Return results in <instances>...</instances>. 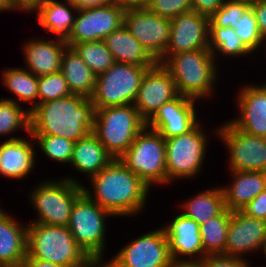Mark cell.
Masks as SVG:
<instances>
[{
	"mask_svg": "<svg viewBox=\"0 0 266 267\" xmlns=\"http://www.w3.org/2000/svg\"><path fill=\"white\" fill-rule=\"evenodd\" d=\"M113 159L91 132L88 136L75 142L70 164L78 172L88 175L89 179L98 174Z\"/></svg>",
	"mask_w": 266,
	"mask_h": 267,
	"instance_id": "obj_26",
	"label": "cell"
},
{
	"mask_svg": "<svg viewBox=\"0 0 266 267\" xmlns=\"http://www.w3.org/2000/svg\"><path fill=\"white\" fill-rule=\"evenodd\" d=\"M44 0H9L11 7L14 10H21L23 12H34V10L43 2Z\"/></svg>",
	"mask_w": 266,
	"mask_h": 267,
	"instance_id": "obj_45",
	"label": "cell"
},
{
	"mask_svg": "<svg viewBox=\"0 0 266 267\" xmlns=\"http://www.w3.org/2000/svg\"><path fill=\"white\" fill-rule=\"evenodd\" d=\"M93 192L82 184L83 192L114 216H134L144 210L150 187L119 159H113L90 177Z\"/></svg>",
	"mask_w": 266,
	"mask_h": 267,
	"instance_id": "obj_1",
	"label": "cell"
},
{
	"mask_svg": "<svg viewBox=\"0 0 266 267\" xmlns=\"http://www.w3.org/2000/svg\"><path fill=\"white\" fill-rule=\"evenodd\" d=\"M145 7L155 15L172 19L191 11L192 3L191 0H151Z\"/></svg>",
	"mask_w": 266,
	"mask_h": 267,
	"instance_id": "obj_39",
	"label": "cell"
},
{
	"mask_svg": "<svg viewBox=\"0 0 266 267\" xmlns=\"http://www.w3.org/2000/svg\"><path fill=\"white\" fill-rule=\"evenodd\" d=\"M78 11L103 7L115 0H68Z\"/></svg>",
	"mask_w": 266,
	"mask_h": 267,
	"instance_id": "obj_44",
	"label": "cell"
},
{
	"mask_svg": "<svg viewBox=\"0 0 266 267\" xmlns=\"http://www.w3.org/2000/svg\"><path fill=\"white\" fill-rule=\"evenodd\" d=\"M172 267H203L200 261L173 262Z\"/></svg>",
	"mask_w": 266,
	"mask_h": 267,
	"instance_id": "obj_47",
	"label": "cell"
},
{
	"mask_svg": "<svg viewBox=\"0 0 266 267\" xmlns=\"http://www.w3.org/2000/svg\"><path fill=\"white\" fill-rule=\"evenodd\" d=\"M172 264L168 239L160 227L138 236L100 267H172Z\"/></svg>",
	"mask_w": 266,
	"mask_h": 267,
	"instance_id": "obj_11",
	"label": "cell"
},
{
	"mask_svg": "<svg viewBox=\"0 0 266 267\" xmlns=\"http://www.w3.org/2000/svg\"><path fill=\"white\" fill-rule=\"evenodd\" d=\"M20 104L0 98V136L11 135L20 128L30 133V111Z\"/></svg>",
	"mask_w": 266,
	"mask_h": 267,
	"instance_id": "obj_34",
	"label": "cell"
},
{
	"mask_svg": "<svg viewBox=\"0 0 266 267\" xmlns=\"http://www.w3.org/2000/svg\"><path fill=\"white\" fill-rule=\"evenodd\" d=\"M115 62L138 66H154L157 61L123 25L104 39Z\"/></svg>",
	"mask_w": 266,
	"mask_h": 267,
	"instance_id": "obj_27",
	"label": "cell"
},
{
	"mask_svg": "<svg viewBox=\"0 0 266 267\" xmlns=\"http://www.w3.org/2000/svg\"><path fill=\"white\" fill-rule=\"evenodd\" d=\"M260 251H263L262 253H264V255L266 257V240L264 241L263 245L261 246Z\"/></svg>",
	"mask_w": 266,
	"mask_h": 267,
	"instance_id": "obj_51",
	"label": "cell"
},
{
	"mask_svg": "<svg viewBox=\"0 0 266 267\" xmlns=\"http://www.w3.org/2000/svg\"><path fill=\"white\" fill-rule=\"evenodd\" d=\"M44 0L36 11L38 24L47 32L57 36L56 39L66 42L71 34L77 9L68 1ZM74 11V13H73Z\"/></svg>",
	"mask_w": 266,
	"mask_h": 267,
	"instance_id": "obj_25",
	"label": "cell"
},
{
	"mask_svg": "<svg viewBox=\"0 0 266 267\" xmlns=\"http://www.w3.org/2000/svg\"><path fill=\"white\" fill-rule=\"evenodd\" d=\"M178 95L171 74L157 62L144 73L133 105L147 122L163 104Z\"/></svg>",
	"mask_w": 266,
	"mask_h": 267,
	"instance_id": "obj_16",
	"label": "cell"
},
{
	"mask_svg": "<svg viewBox=\"0 0 266 267\" xmlns=\"http://www.w3.org/2000/svg\"><path fill=\"white\" fill-rule=\"evenodd\" d=\"M124 25L156 61L163 56L169 43L170 18L155 15L145 6L127 5Z\"/></svg>",
	"mask_w": 266,
	"mask_h": 267,
	"instance_id": "obj_14",
	"label": "cell"
},
{
	"mask_svg": "<svg viewBox=\"0 0 266 267\" xmlns=\"http://www.w3.org/2000/svg\"><path fill=\"white\" fill-rule=\"evenodd\" d=\"M1 76L4 87L16 97V99H5L12 100L15 103H19L18 101L31 102L33 105L31 104V107L28 108L29 111L38 104V76H35L24 67L5 69Z\"/></svg>",
	"mask_w": 266,
	"mask_h": 267,
	"instance_id": "obj_30",
	"label": "cell"
},
{
	"mask_svg": "<svg viewBox=\"0 0 266 267\" xmlns=\"http://www.w3.org/2000/svg\"><path fill=\"white\" fill-rule=\"evenodd\" d=\"M192 10L211 17L224 3V0H191Z\"/></svg>",
	"mask_w": 266,
	"mask_h": 267,
	"instance_id": "obj_42",
	"label": "cell"
},
{
	"mask_svg": "<svg viewBox=\"0 0 266 267\" xmlns=\"http://www.w3.org/2000/svg\"><path fill=\"white\" fill-rule=\"evenodd\" d=\"M242 211L248 216L266 221V189L250 201Z\"/></svg>",
	"mask_w": 266,
	"mask_h": 267,
	"instance_id": "obj_41",
	"label": "cell"
},
{
	"mask_svg": "<svg viewBox=\"0 0 266 267\" xmlns=\"http://www.w3.org/2000/svg\"><path fill=\"white\" fill-rule=\"evenodd\" d=\"M232 183L224 186L225 208L242 210L260 192L266 189V172L232 171Z\"/></svg>",
	"mask_w": 266,
	"mask_h": 267,
	"instance_id": "obj_24",
	"label": "cell"
},
{
	"mask_svg": "<svg viewBox=\"0 0 266 267\" xmlns=\"http://www.w3.org/2000/svg\"><path fill=\"white\" fill-rule=\"evenodd\" d=\"M251 7L257 20L259 31L264 40H266V0H256Z\"/></svg>",
	"mask_w": 266,
	"mask_h": 267,
	"instance_id": "obj_43",
	"label": "cell"
},
{
	"mask_svg": "<svg viewBox=\"0 0 266 267\" xmlns=\"http://www.w3.org/2000/svg\"><path fill=\"white\" fill-rule=\"evenodd\" d=\"M61 178L43 180L30 192L29 201L38 215L32 222L68 226L73 205L83 193V188L77 178L69 175Z\"/></svg>",
	"mask_w": 266,
	"mask_h": 267,
	"instance_id": "obj_7",
	"label": "cell"
},
{
	"mask_svg": "<svg viewBox=\"0 0 266 267\" xmlns=\"http://www.w3.org/2000/svg\"><path fill=\"white\" fill-rule=\"evenodd\" d=\"M209 49L213 57L217 59V53L230 58H238L253 53L236 34V31L229 27H209Z\"/></svg>",
	"mask_w": 266,
	"mask_h": 267,
	"instance_id": "obj_32",
	"label": "cell"
},
{
	"mask_svg": "<svg viewBox=\"0 0 266 267\" xmlns=\"http://www.w3.org/2000/svg\"><path fill=\"white\" fill-rule=\"evenodd\" d=\"M247 258L223 254L205 255L200 262L203 267H251Z\"/></svg>",
	"mask_w": 266,
	"mask_h": 267,
	"instance_id": "obj_40",
	"label": "cell"
},
{
	"mask_svg": "<svg viewBox=\"0 0 266 267\" xmlns=\"http://www.w3.org/2000/svg\"><path fill=\"white\" fill-rule=\"evenodd\" d=\"M68 44L58 39H30L23 45L26 68L35 76L57 73L61 70L62 55Z\"/></svg>",
	"mask_w": 266,
	"mask_h": 267,
	"instance_id": "obj_22",
	"label": "cell"
},
{
	"mask_svg": "<svg viewBox=\"0 0 266 267\" xmlns=\"http://www.w3.org/2000/svg\"><path fill=\"white\" fill-rule=\"evenodd\" d=\"M231 213L225 208L219 215L200 225L205 255H224Z\"/></svg>",
	"mask_w": 266,
	"mask_h": 267,
	"instance_id": "obj_31",
	"label": "cell"
},
{
	"mask_svg": "<svg viewBox=\"0 0 266 267\" xmlns=\"http://www.w3.org/2000/svg\"><path fill=\"white\" fill-rule=\"evenodd\" d=\"M40 151L53 161L70 164L75 142L53 135H32Z\"/></svg>",
	"mask_w": 266,
	"mask_h": 267,
	"instance_id": "obj_35",
	"label": "cell"
},
{
	"mask_svg": "<svg viewBox=\"0 0 266 267\" xmlns=\"http://www.w3.org/2000/svg\"><path fill=\"white\" fill-rule=\"evenodd\" d=\"M195 102L197 100L179 94L163 104L146 122V127L157 131L164 139L187 133L199 122Z\"/></svg>",
	"mask_w": 266,
	"mask_h": 267,
	"instance_id": "obj_17",
	"label": "cell"
},
{
	"mask_svg": "<svg viewBox=\"0 0 266 267\" xmlns=\"http://www.w3.org/2000/svg\"><path fill=\"white\" fill-rule=\"evenodd\" d=\"M151 0H128V5L145 6Z\"/></svg>",
	"mask_w": 266,
	"mask_h": 267,
	"instance_id": "obj_49",
	"label": "cell"
},
{
	"mask_svg": "<svg viewBox=\"0 0 266 267\" xmlns=\"http://www.w3.org/2000/svg\"><path fill=\"white\" fill-rule=\"evenodd\" d=\"M108 216L113 215L83 192L73 205L67 226L78 246L98 267L105 262Z\"/></svg>",
	"mask_w": 266,
	"mask_h": 267,
	"instance_id": "obj_6",
	"label": "cell"
},
{
	"mask_svg": "<svg viewBox=\"0 0 266 267\" xmlns=\"http://www.w3.org/2000/svg\"><path fill=\"white\" fill-rule=\"evenodd\" d=\"M182 206L183 215L195 220L199 225L219 215L225 209L222 187L201 191L189 198Z\"/></svg>",
	"mask_w": 266,
	"mask_h": 267,
	"instance_id": "obj_29",
	"label": "cell"
},
{
	"mask_svg": "<svg viewBox=\"0 0 266 267\" xmlns=\"http://www.w3.org/2000/svg\"><path fill=\"white\" fill-rule=\"evenodd\" d=\"M21 267H76V266L59 265V264H54L52 262L38 260L33 257H25Z\"/></svg>",
	"mask_w": 266,
	"mask_h": 267,
	"instance_id": "obj_46",
	"label": "cell"
},
{
	"mask_svg": "<svg viewBox=\"0 0 266 267\" xmlns=\"http://www.w3.org/2000/svg\"><path fill=\"white\" fill-rule=\"evenodd\" d=\"M26 257L76 267H98L78 246L67 226L27 223Z\"/></svg>",
	"mask_w": 266,
	"mask_h": 267,
	"instance_id": "obj_3",
	"label": "cell"
},
{
	"mask_svg": "<svg viewBox=\"0 0 266 267\" xmlns=\"http://www.w3.org/2000/svg\"><path fill=\"white\" fill-rule=\"evenodd\" d=\"M72 94L90 98L96 85V74L85 64L72 48L67 47L62 55L61 70Z\"/></svg>",
	"mask_w": 266,
	"mask_h": 267,
	"instance_id": "obj_28",
	"label": "cell"
},
{
	"mask_svg": "<svg viewBox=\"0 0 266 267\" xmlns=\"http://www.w3.org/2000/svg\"><path fill=\"white\" fill-rule=\"evenodd\" d=\"M200 49H209V17L191 10L171 19L169 43L157 62L162 64L171 54Z\"/></svg>",
	"mask_w": 266,
	"mask_h": 267,
	"instance_id": "obj_15",
	"label": "cell"
},
{
	"mask_svg": "<svg viewBox=\"0 0 266 267\" xmlns=\"http://www.w3.org/2000/svg\"><path fill=\"white\" fill-rule=\"evenodd\" d=\"M127 2L115 0L113 3L94 9L79 10L69 39V47L81 42L104 40L111 32L124 25Z\"/></svg>",
	"mask_w": 266,
	"mask_h": 267,
	"instance_id": "obj_12",
	"label": "cell"
},
{
	"mask_svg": "<svg viewBox=\"0 0 266 267\" xmlns=\"http://www.w3.org/2000/svg\"><path fill=\"white\" fill-rule=\"evenodd\" d=\"M11 10H14L12 7H11V4L9 2V0H0V12L2 11H11Z\"/></svg>",
	"mask_w": 266,
	"mask_h": 267,
	"instance_id": "obj_48",
	"label": "cell"
},
{
	"mask_svg": "<svg viewBox=\"0 0 266 267\" xmlns=\"http://www.w3.org/2000/svg\"><path fill=\"white\" fill-rule=\"evenodd\" d=\"M145 127L146 121L129 104L95 109L92 133L114 159H119Z\"/></svg>",
	"mask_w": 266,
	"mask_h": 267,
	"instance_id": "obj_5",
	"label": "cell"
},
{
	"mask_svg": "<svg viewBox=\"0 0 266 267\" xmlns=\"http://www.w3.org/2000/svg\"><path fill=\"white\" fill-rule=\"evenodd\" d=\"M30 139L22 137H10L0 142V175L10 179H24L34 169L36 153L33 147L35 141L32 135ZM33 140V141H32ZM32 141V142H30ZM34 142V143H33Z\"/></svg>",
	"mask_w": 266,
	"mask_h": 267,
	"instance_id": "obj_21",
	"label": "cell"
},
{
	"mask_svg": "<svg viewBox=\"0 0 266 267\" xmlns=\"http://www.w3.org/2000/svg\"><path fill=\"white\" fill-rule=\"evenodd\" d=\"M150 67L114 62L107 71L96 76L90 97L95 109L134 104L141 79Z\"/></svg>",
	"mask_w": 266,
	"mask_h": 267,
	"instance_id": "obj_9",
	"label": "cell"
},
{
	"mask_svg": "<svg viewBox=\"0 0 266 267\" xmlns=\"http://www.w3.org/2000/svg\"><path fill=\"white\" fill-rule=\"evenodd\" d=\"M234 30L252 52L258 50L259 47H262L265 43L251 6L244 12L243 16L238 19Z\"/></svg>",
	"mask_w": 266,
	"mask_h": 267,
	"instance_id": "obj_37",
	"label": "cell"
},
{
	"mask_svg": "<svg viewBox=\"0 0 266 267\" xmlns=\"http://www.w3.org/2000/svg\"><path fill=\"white\" fill-rule=\"evenodd\" d=\"M95 107L90 98L72 94L38 103L30 111V134L53 135L74 142L94 128Z\"/></svg>",
	"mask_w": 266,
	"mask_h": 267,
	"instance_id": "obj_2",
	"label": "cell"
},
{
	"mask_svg": "<svg viewBox=\"0 0 266 267\" xmlns=\"http://www.w3.org/2000/svg\"><path fill=\"white\" fill-rule=\"evenodd\" d=\"M215 134L227 146L231 171L266 172V138L248 134L230 122L217 126Z\"/></svg>",
	"mask_w": 266,
	"mask_h": 267,
	"instance_id": "obj_13",
	"label": "cell"
},
{
	"mask_svg": "<svg viewBox=\"0 0 266 267\" xmlns=\"http://www.w3.org/2000/svg\"><path fill=\"white\" fill-rule=\"evenodd\" d=\"M250 7L243 3L224 1L222 6L209 18V27H231L234 29L238 19Z\"/></svg>",
	"mask_w": 266,
	"mask_h": 267,
	"instance_id": "obj_38",
	"label": "cell"
},
{
	"mask_svg": "<svg viewBox=\"0 0 266 267\" xmlns=\"http://www.w3.org/2000/svg\"><path fill=\"white\" fill-rule=\"evenodd\" d=\"M162 227L168 239L173 262L200 261L205 256L200 225L195 220L180 212L170 223ZM184 256L189 258L186 257L184 260Z\"/></svg>",
	"mask_w": 266,
	"mask_h": 267,
	"instance_id": "obj_19",
	"label": "cell"
},
{
	"mask_svg": "<svg viewBox=\"0 0 266 267\" xmlns=\"http://www.w3.org/2000/svg\"><path fill=\"white\" fill-rule=\"evenodd\" d=\"M201 125L199 121L187 133L165 139L167 184L196 178L201 172L209 142Z\"/></svg>",
	"mask_w": 266,
	"mask_h": 267,
	"instance_id": "obj_10",
	"label": "cell"
},
{
	"mask_svg": "<svg viewBox=\"0 0 266 267\" xmlns=\"http://www.w3.org/2000/svg\"><path fill=\"white\" fill-rule=\"evenodd\" d=\"M24 225L0 208V267H21L27 245Z\"/></svg>",
	"mask_w": 266,
	"mask_h": 267,
	"instance_id": "obj_23",
	"label": "cell"
},
{
	"mask_svg": "<svg viewBox=\"0 0 266 267\" xmlns=\"http://www.w3.org/2000/svg\"><path fill=\"white\" fill-rule=\"evenodd\" d=\"M162 65L171 74L180 95L197 101L213 96L219 73L210 49L171 54Z\"/></svg>",
	"mask_w": 266,
	"mask_h": 267,
	"instance_id": "obj_4",
	"label": "cell"
},
{
	"mask_svg": "<svg viewBox=\"0 0 266 267\" xmlns=\"http://www.w3.org/2000/svg\"><path fill=\"white\" fill-rule=\"evenodd\" d=\"M72 95L64 75L59 71L38 76V103Z\"/></svg>",
	"mask_w": 266,
	"mask_h": 267,
	"instance_id": "obj_36",
	"label": "cell"
},
{
	"mask_svg": "<svg viewBox=\"0 0 266 267\" xmlns=\"http://www.w3.org/2000/svg\"><path fill=\"white\" fill-rule=\"evenodd\" d=\"M265 240V220L248 216L242 210L232 211L224 255L245 258L247 253L260 251Z\"/></svg>",
	"mask_w": 266,
	"mask_h": 267,
	"instance_id": "obj_18",
	"label": "cell"
},
{
	"mask_svg": "<svg viewBox=\"0 0 266 267\" xmlns=\"http://www.w3.org/2000/svg\"><path fill=\"white\" fill-rule=\"evenodd\" d=\"M239 114L229 122L248 134L266 138V83L246 85L237 94Z\"/></svg>",
	"mask_w": 266,
	"mask_h": 267,
	"instance_id": "obj_20",
	"label": "cell"
},
{
	"mask_svg": "<svg viewBox=\"0 0 266 267\" xmlns=\"http://www.w3.org/2000/svg\"><path fill=\"white\" fill-rule=\"evenodd\" d=\"M224 1L243 3L251 6L256 0H224Z\"/></svg>",
	"mask_w": 266,
	"mask_h": 267,
	"instance_id": "obj_50",
	"label": "cell"
},
{
	"mask_svg": "<svg viewBox=\"0 0 266 267\" xmlns=\"http://www.w3.org/2000/svg\"><path fill=\"white\" fill-rule=\"evenodd\" d=\"M119 160L150 188L167 186L165 139L157 131L145 127Z\"/></svg>",
	"mask_w": 266,
	"mask_h": 267,
	"instance_id": "obj_8",
	"label": "cell"
},
{
	"mask_svg": "<svg viewBox=\"0 0 266 267\" xmlns=\"http://www.w3.org/2000/svg\"><path fill=\"white\" fill-rule=\"evenodd\" d=\"M72 48L96 75L107 71L115 62L104 40L81 42Z\"/></svg>",
	"mask_w": 266,
	"mask_h": 267,
	"instance_id": "obj_33",
	"label": "cell"
}]
</instances>
